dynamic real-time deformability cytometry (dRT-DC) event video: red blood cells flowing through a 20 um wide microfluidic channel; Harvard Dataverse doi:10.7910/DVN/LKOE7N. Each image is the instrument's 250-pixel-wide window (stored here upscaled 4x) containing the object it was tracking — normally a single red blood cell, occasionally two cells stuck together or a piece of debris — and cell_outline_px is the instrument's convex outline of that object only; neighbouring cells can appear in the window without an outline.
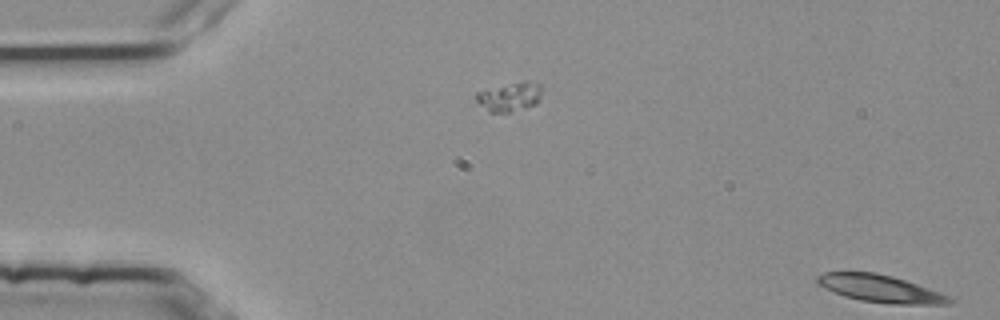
{"species": "common noctule bat (a hibernating species)", "species_latin": "Nyctalus noctula", "temperature_condition": "room temperature", "stored_images_in_passage": 5, "camera_frame_rate_fps": 3000, "um_per_image_px": 0.085, "animal": {"sex": "female", "body_mass_g": 25.1}, "frame": {"image": 1, "passage_image": 1, "time_ms": 0.0, "image_size_px": [1000, 320], "cell_outline_px": [[956, 300], [952, 304], [892, 304], [860, 300], [844, 296], [824, 288], [816, 284], [816, 276], [824, 272], [876, 272], [892, 276], [940, 292]], "centroid_in_image_um": [74.81, 24.53], "position_along_channel_um": 10.2, "area_um2": 21.1}}
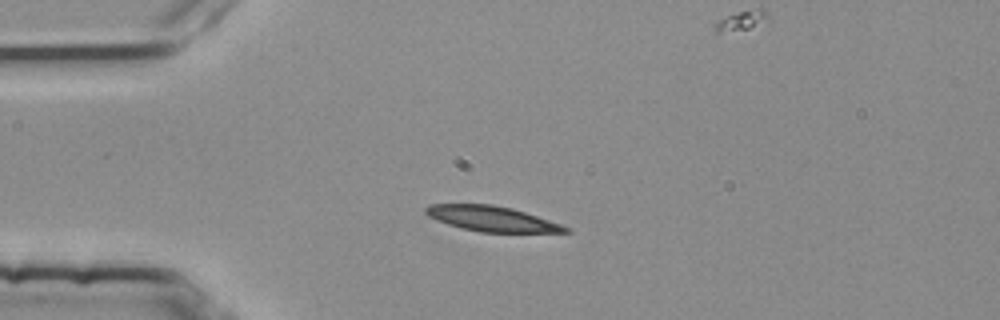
{"frame": {"image": 2, "passage_image": 4, "time_ms": 1.0, "image_size_px": [1000, 320], "cell_outline_px": [[572, 232], [480, 232], [448, 224], [428, 216], [424, 212], [424, 208], [432, 204], [492, 204], [512, 208], [572, 228]], "centroid_in_image_um": [41.81, 18.59], "position_along_channel_um": 43.2, "area_um2": 20.29}}